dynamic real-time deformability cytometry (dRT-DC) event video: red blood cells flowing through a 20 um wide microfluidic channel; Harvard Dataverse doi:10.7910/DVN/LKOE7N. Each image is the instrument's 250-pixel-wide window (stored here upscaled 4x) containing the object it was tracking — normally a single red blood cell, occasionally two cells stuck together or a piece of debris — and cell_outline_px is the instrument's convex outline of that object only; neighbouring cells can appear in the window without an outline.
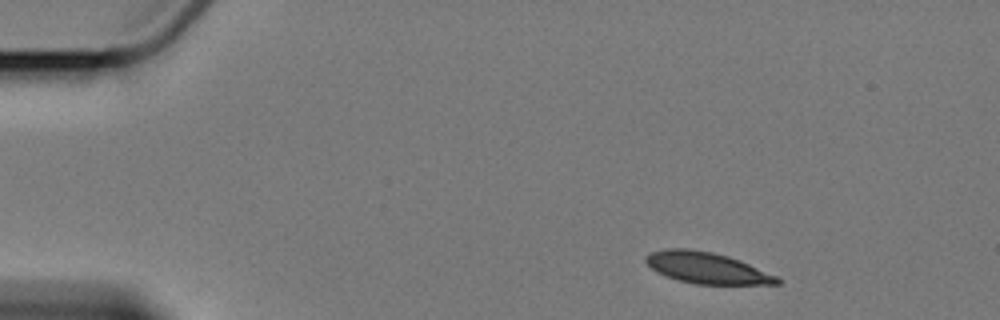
{"species": "Egyptian fruit bat (a non-hibernating species)", "species_latin": "Rousettus aegyptiacus", "temperature_condition": "cold", "stored_images_in_passage": 4, "camera_frame_rate_fps": 3000, "um_per_image_px": 0.085, "animal": {"sex": "female"}, "frame": {"image": 1, "passage_image": 1, "time_ms": 0.0, "image_size_px": [1000, 320], "cell_outline_px": [[784, 280], [780, 284], [696, 284], [680, 280], [656, 272], [644, 260], [644, 256], [652, 252], [668, 248], [688, 248], [712, 252], [728, 256], [740, 260], [776, 276]], "centroid_in_image_um": [60.09, 22.76], "position_along_channel_um": 24.9, "area_um2": 23.76}}
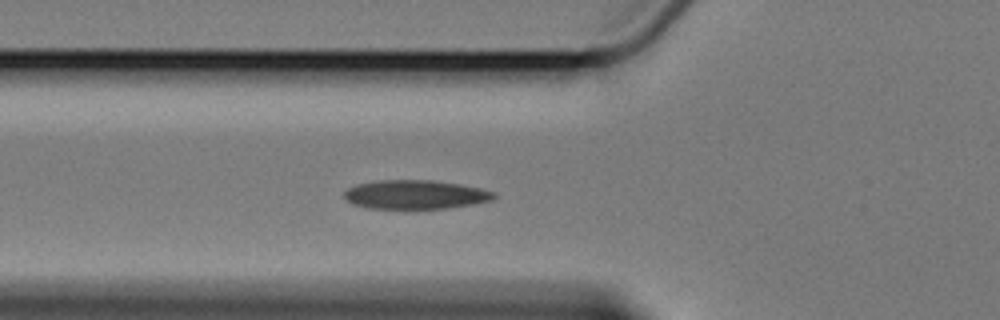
{"frame": {"image": 2, "passage_image": 4, "time_ms": 4.333, "image_size_px": [1000, 320], "cell_outline_px": [[496, 196], [492, 200], [476, 204], [448, 208], [368, 208], [352, 204], [344, 196], [344, 192], [348, 188], [356, 184], [384, 180], [428, 180], [460, 184], [480, 188], [496, 192]], "centroid_in_image_um": [35.34, 16.54], "position_along_channel_um": 90.5, "area_um2": 25.14}}